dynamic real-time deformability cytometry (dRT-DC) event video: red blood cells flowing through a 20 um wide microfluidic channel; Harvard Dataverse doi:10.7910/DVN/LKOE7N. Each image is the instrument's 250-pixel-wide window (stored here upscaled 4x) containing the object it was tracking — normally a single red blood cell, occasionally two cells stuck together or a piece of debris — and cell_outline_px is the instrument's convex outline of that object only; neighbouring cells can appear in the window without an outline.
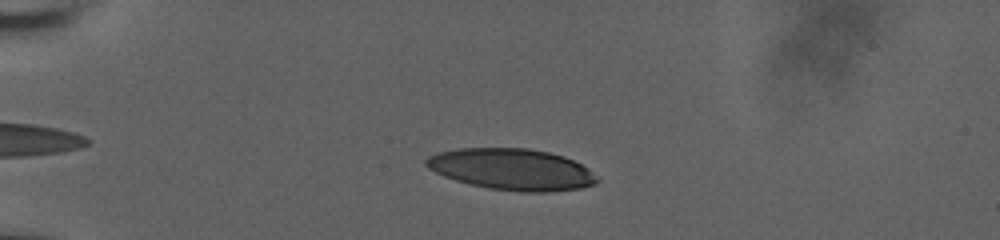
{"species": "human", "species_latin": "Homo sapiens", "temperature_condition": "room temperature", "stored_images_in_passage": 44, "camera_frame_rate_fps": 3000, "um_per_image_px": 0.085, "donor": {"sex": "male"}, "frame": {"image": 1, "passage_image": 9, "time_ms": 2.667, "image_size_px": [1000, 240], "cell_outline_px": [[600, 180], [596, 184], [580, 188], [548, 192], [520, 192], [488, 188], [456, 180], [444, 176], [428, 168], [424, 164], [424, 160], [428, 156], [440, 152], [460, 148], [528, 148], [548, 152], [564, 156], [588, 168], [600, 176]], "centroid_in_image_um": [43.54, 14.4], "position_along_channel_um": 41.5, "area_um2": 41.33}}
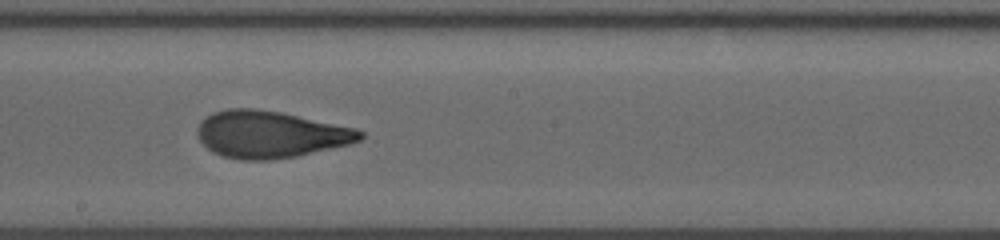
{"frame": {"image": 2, "passage_image": 28, "time_ms": 9.0, "image_size_px": [1000, 240], "cell_outline_px": [[364, 136], [360, 140], [348, 144], [296, 156], [272, 160], [240, 160], [224, 156], [212, 152], [200, 140], [196, 132], [196, 128], [200, 120], [212, 112], [228, 108], [256, 108], [280, 112], [356, 128], [364, 132]], "centroid_in_image_um": [22.93, 11.41], "position_along_channel_um": 225.3, "area_um2": 44.56}}
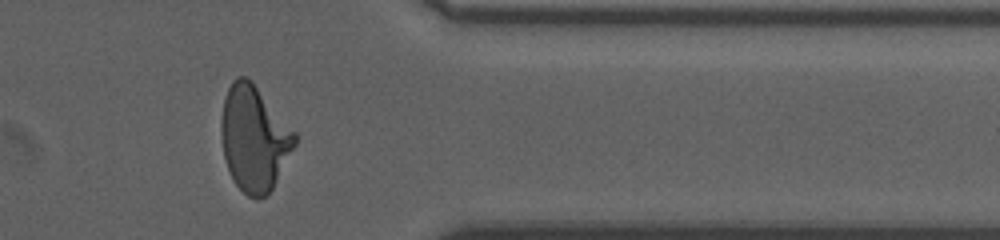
{"frame": {"image": 3, "passage_image": 42, "time_ms": 13.667, "image_size_px": [1000, 240], "cell_outline_px": [[296, 144], [272, 188], [264, 196], [248, 196], [236, 184], [228, 168], [224, 156], [220, 128], [224, 100], [228, 88], [232, 80], [236, 76], [244, 76], [252, 80], [296, 132]], "centroid_in_image_um": [21.6, 11.7], "position_along_channel_um": 389.8, "area_um2": 44.68}, "authors_computed_cell_mechanics": {"area_um2": 43.5812, "velocity_mm_per_s": 3.7239, "shape_relaxation_time_tau1_ms": 6.2905, "shape_relaxation_time_tau2_ms": 1.1677, "deformation_change_tau1": 0.2423, "deformation_change_tau2": 0.0854}}